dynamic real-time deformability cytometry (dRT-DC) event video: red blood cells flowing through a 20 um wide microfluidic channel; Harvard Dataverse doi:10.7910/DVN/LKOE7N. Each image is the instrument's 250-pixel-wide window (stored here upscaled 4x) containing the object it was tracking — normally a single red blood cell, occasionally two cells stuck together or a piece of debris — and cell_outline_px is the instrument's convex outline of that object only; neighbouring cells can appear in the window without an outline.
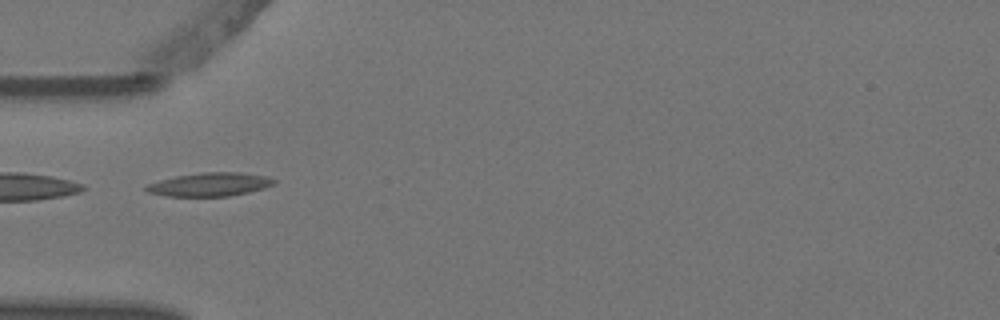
{"species": "Egyptian fruit bat (a non-hibernating species)", "species_latin": "Rousettus aegyptiacus", "temperature_condition": "warm", "stored_images_in_passage": 6, "camera_frame_rate_fps": 3000, "um_per_image_px": 0.085, "animal": {"sex": "female"}, "frame": {"image": 1, "passage_image": 4, "time_ms": 1.0, "image_size_px": [1000, 320], "cell_outline_px": [[276, 184], [264, 188], [248, 192], [228, 196], [168, 196], [148, 192], [144, 188], [148, 184], [160, 180], [176, 176], [200, 172], [240, 172], [264, 176], [276, 180]], "centroid_in_image_um": [17.85, 15.67], "position_along_channel_um": 67.2, "area_um2": 17.4}}
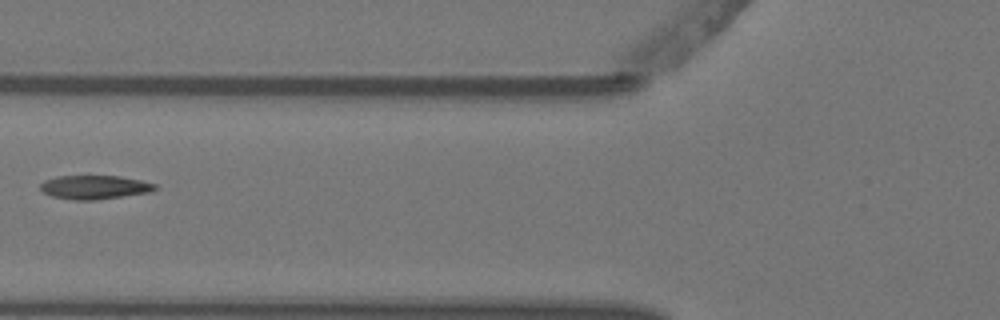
{"frame": {"image": 2, "passage_image": 5, "time_ms": 1.333, "image_size_px": [1000, 320], "cell_outline_px": [[160, 188], [152, 192], [96, 200], [76, 200], [52, 196], [44, 192], [40, 188], [40, 184], [44, 180], [56, 176], [120, 176], [140, 180], [156, 184]], "centroid_in_image_um": [8.08, 15.91], "position_along_channel_um": 117.7, "area_um2": 16.01}}
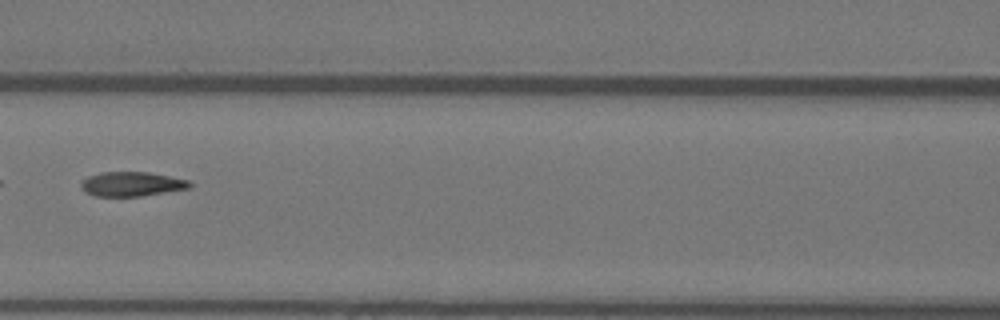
{"frame": {"image": 3, "passage_image": 6, "time_ms": 1.667, "image_size_px": [1000, 320], "cell_outline_px": [[192, 184], [188, 188], [140, 196], [96, 196], [84, 192], [80, 188], [80, 184], [88, 176], [100, 172], [148, 172], [188, 180]], "centroid_in_image_um": [11.14, 15.64], "position_along_channel_um": 155.5, "area_um2": 15.32}}